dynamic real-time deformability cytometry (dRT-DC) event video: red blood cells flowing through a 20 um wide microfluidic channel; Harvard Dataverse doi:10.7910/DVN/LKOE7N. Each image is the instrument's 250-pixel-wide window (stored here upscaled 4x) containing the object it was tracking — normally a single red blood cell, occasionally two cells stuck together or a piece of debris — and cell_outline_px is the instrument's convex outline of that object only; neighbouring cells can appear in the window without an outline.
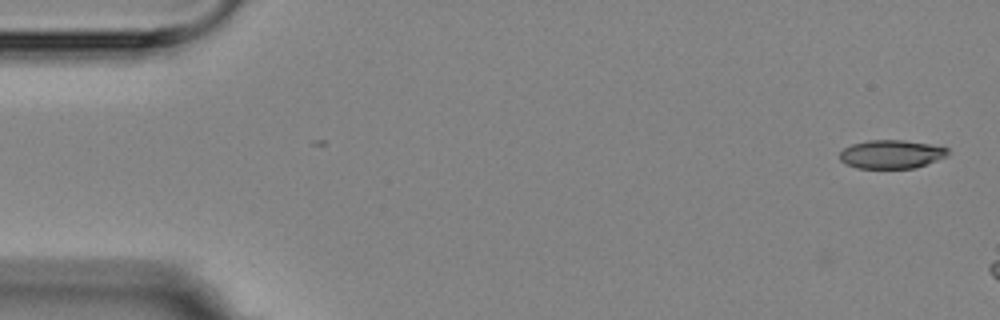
{"species": "Egyptian fruit bat (a non-hibernating species)", "species_latin": "Rousettus aegyptiacus", "temperature_condition": "room temperature", "stored_images_in_passage": 2, "camera_frame_rate_fps": 3000, "um_per_image_px": 0.085, "animal": {"sex": "female"}, "frame": {"image": 1, "passage_image": 2, "time_ms": 1.0, "image_size_px": [1000, 320], "cell_outline_px": [[948, 152], [944, 156], [936, 160], [916, 168], [856, 168], [844, 164], [840, 160], [840, 152], [844, 148], [852, 144], [868, 140], [904, 140], [928, 144], [948, 148]], "centroid_in_image_um": [75.71, 13.11], "position_along_channel_um": 9.3, "area_um2": 17.86}}